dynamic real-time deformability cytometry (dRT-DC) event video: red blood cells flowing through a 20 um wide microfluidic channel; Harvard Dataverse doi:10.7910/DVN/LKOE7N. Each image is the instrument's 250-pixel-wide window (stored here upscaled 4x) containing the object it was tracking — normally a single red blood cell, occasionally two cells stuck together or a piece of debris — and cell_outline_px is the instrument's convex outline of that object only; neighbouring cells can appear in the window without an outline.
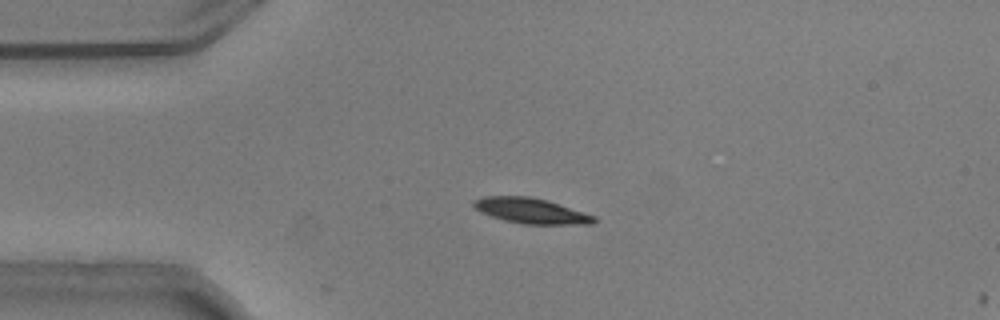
{"species": "common noctule bat (a hibernating species)", "species_latin": "Nyctalus noctula", "temperature_condition": "warm", "stored_images_in_passage": 13, "camera_frame_rate_fps": 3000, "um_per_image_px": 0.085, "animal": {"sex": "male", "body_mass_g": 20.5, "forearm_length_mm": 52.5}, "frame": {"image": 1, "passage_image": 9, "time_ms": 2.667, "image_size_px": [1000, 320], "cell_outline_px": [[596, 220], [592, 224], [524, 224], [504, 220], [480, 212], [472, 204], [472, 200], [484, 196], [528, 196], [548, 200], [596, 216]], "centroid_in_image_um": [45.13, 17.91], "position_along_channel_um": 39.9, "area_um2": 17.8}}